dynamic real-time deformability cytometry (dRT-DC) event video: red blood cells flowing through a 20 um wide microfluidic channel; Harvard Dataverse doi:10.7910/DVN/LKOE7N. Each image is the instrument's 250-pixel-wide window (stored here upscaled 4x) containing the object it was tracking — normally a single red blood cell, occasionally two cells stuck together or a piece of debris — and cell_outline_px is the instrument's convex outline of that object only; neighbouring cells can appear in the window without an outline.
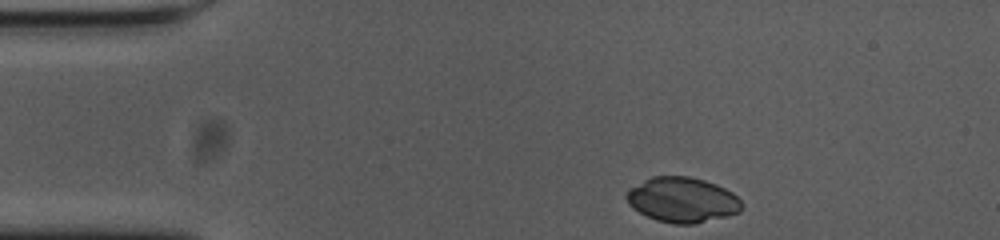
{"species": "common noctule bat (a hibernating species)", "species_latin": "Nyctalus noctula", "temperature_condition": "cold", "stored_images_in_passage": 38, "camera_frame_rate_fps": 3000, "um_per_image_px": 0.085, "animal": {"sex": "female", "body_mass_g": 23.0, "forearm_length_mm": 53.4}, "frame": {"image": 1, "passage_image": 1, "time_ms": 0.0, "image_size_px": [1000, 240], "cell_outline_px": [[744, 204], [740, 212], [728, 216], [692, 224], [676, 224], [656, 220], [632, 208], [628, 204], [624, 196], [628, 188], [652, 176], [688, 176], [704, 180], [716, 184], [732, 192]], "centroid_in_image_um": [57.98, 16.98], "position_along_channel_um": 27.0, "area_um2": 30.46}}
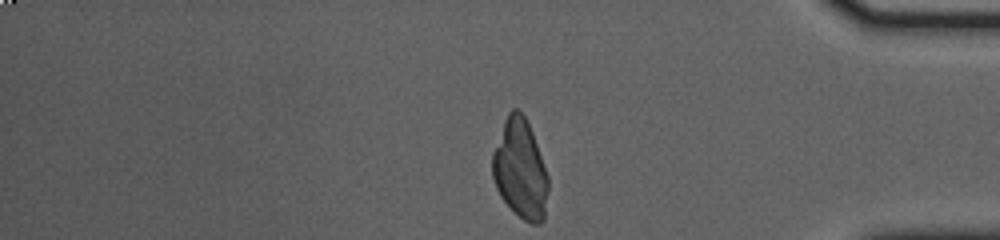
{"frame": {"image": 2, "passage_image": 38, "time_ms": 12.333, "image_size_px": [1000, 240], "cell_outline_px": [[548, 188], [544, 220], [540, 224], [532, 224], [524, 220], [500, 196], [496, 188], [492, 176], [492, 152], [504, 120], [508, 112], [512, 108], [516, 108], [524, 116], [532, 132], [548, 176]], "centroid_in_image_um": [44.21, 14.37], "position_along_channel_um": 391.0, "area_um2": 32.08}}